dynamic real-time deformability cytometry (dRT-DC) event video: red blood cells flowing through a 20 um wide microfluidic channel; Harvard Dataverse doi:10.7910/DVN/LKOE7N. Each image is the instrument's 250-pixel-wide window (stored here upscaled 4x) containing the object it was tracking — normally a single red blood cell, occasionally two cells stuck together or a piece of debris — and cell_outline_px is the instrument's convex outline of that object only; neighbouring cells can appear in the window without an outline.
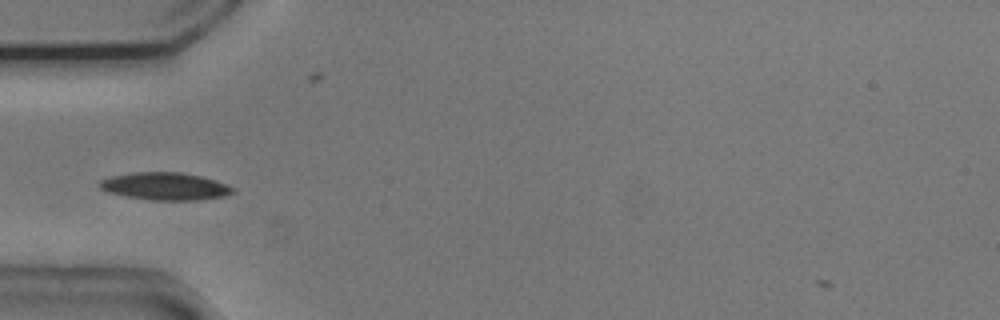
{"species": "common noctule bat (a hibernating species)", "species_latin": "Nyctalus noctula", "temperature_condition": "cold", "stored_images_in_passage": 40, "camera_frame_rate_fps": 3000, "um_per_image_px": 0.085, "animal": {"sex": "male", "body_mass_g": 20.5, "forearm_length_mm": 52.5}, "frame": {"image": 1, "passage_image": 4, "time_ms": 1.0, "image_size_px": [1000, 320], "cell_outline_px": [[236, 192], [224, 196], [196, 200], [148, 200], [124, 196], [108, 192], [100, 188], [96, 184], [100, 180], [112, 176], [132, 172], [180, 172], [200, 176], [216, 180], [236, 188]], "centroid_in_image_um": [14.03, 15.83], "position_along_channel_um": 71.0, "area_um2": 21.56}}
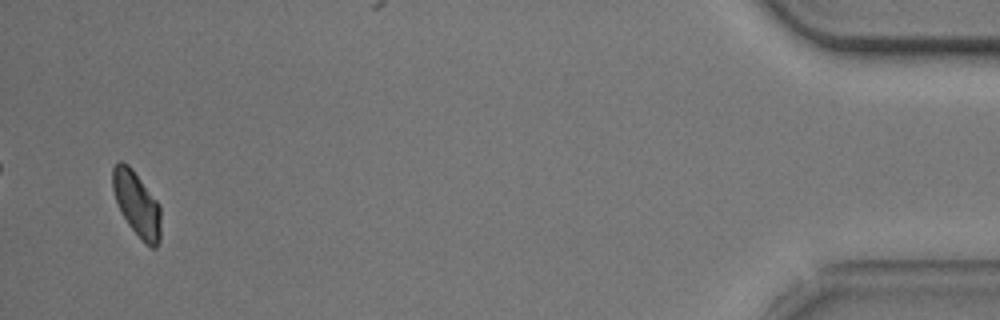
{"frame": {"image": 2, "passage_image": 39, "time_ms": 12.667, "image_size_px": [1000, 320], "cell_outline_px": [[160, 240], [156, 248], [152, 248], [128, 224], [120, 212], [112, 188], [112, 168], [120, 160], [128, 164], [132, 168], [160, 204]], "centroid_in_image_um": [11.62, 17.29], "position_along_channel_um": 423.6, "area_um2": 18.03}}